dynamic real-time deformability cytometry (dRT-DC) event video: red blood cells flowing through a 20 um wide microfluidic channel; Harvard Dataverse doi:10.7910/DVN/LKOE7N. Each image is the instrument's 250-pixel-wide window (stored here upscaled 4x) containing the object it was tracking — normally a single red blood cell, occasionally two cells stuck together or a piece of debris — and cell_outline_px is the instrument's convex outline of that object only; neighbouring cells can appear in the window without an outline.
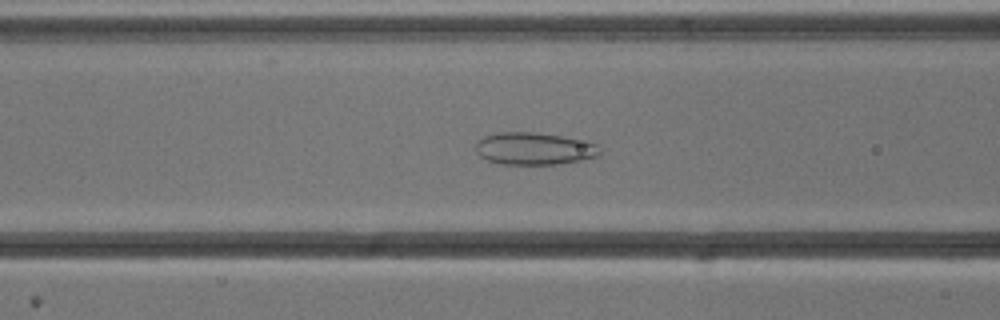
{"species": "common noctule bat (a hibernating species)", "species_latin": "Nyctalus noctula", "temperature_condition": "cold", "stored_images_in_passage": 53, "camera_frame_rate_fps": 3000, "um_per_image_px": 0.085, "animal": {"sex": "male", "body_mass_g": 13.3}, "frame": {"image": 1, "passage_image": 21, "time_ms": 6.667, "image_size_px": [1000, 320], "cell_outline_px": [[600, 156], [580, 160], [556, 164], [500, 164], [488, 160], [480, 156], [476, 152], [476, 140], [484, 136], [500, 132], [536, 132], [564, 136], [588, 140], [600, 144]], "centroid_in_image_um": [45.45, 12.62], "position_along_channel_um": 121.2, "area_um2": 23.76}}
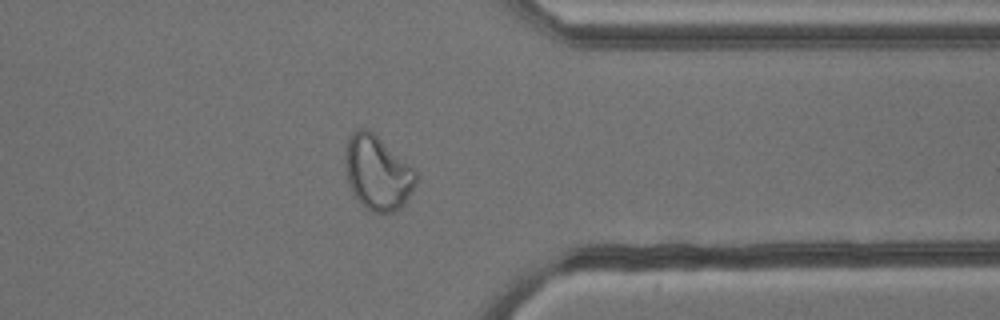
{"frame": {"image": 2, "passage_image": 42, "time_ms": 13.667, "image_size_px": [1000, 320], "cell_outline_px": [[416, 184], [404, 204], [400, 208], [392, 212], [368, 212], [352, 196], [348, 184], [344, 160], [344, 152], [348, 140], [352, 132], [356, 128], [368, 128], [408, 164], [416, 172]], "centroid_in_image_um": [32.03, 14.71], "position_along_channel_um": 379.4, "area_um2": 30.81}}
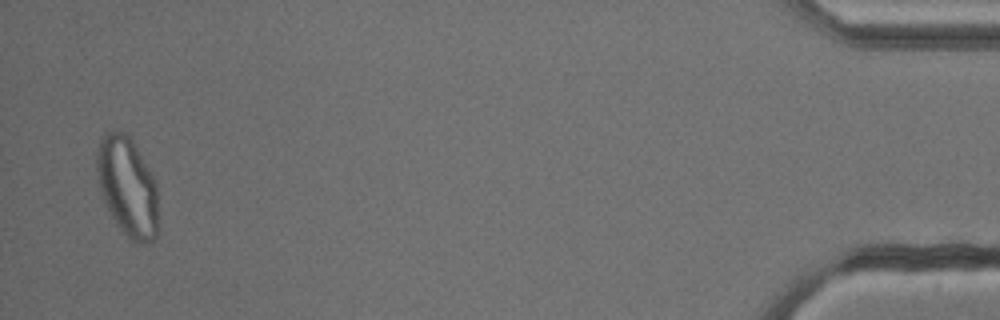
{"frame": {"image": 3, "passage_image": 52, "time_ms": 17.0, "image_size_px": [1000, 320], "cell_outline_px": [[156, 236], [152, 240], [140, 244], [136, 244], [116, 224], [100, 192], [96, 172], [96, 152], [100, 136], [104, 132], [128, 132], [132, 136], [156, 180]], "centroid_in_image_um": [10.81, 15.78], "position_along_channel_um": 424.4, "area_um2": 35.84}}